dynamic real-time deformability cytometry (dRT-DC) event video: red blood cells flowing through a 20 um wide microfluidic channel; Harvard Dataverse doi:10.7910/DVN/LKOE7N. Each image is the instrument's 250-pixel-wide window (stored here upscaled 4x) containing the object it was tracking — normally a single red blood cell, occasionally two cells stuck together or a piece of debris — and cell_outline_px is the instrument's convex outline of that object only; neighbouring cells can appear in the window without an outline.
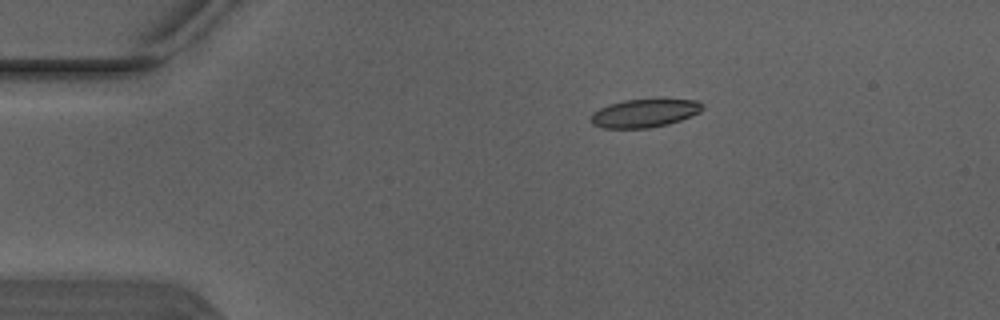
{"species": "Egyptian fruit bat (a non-hibernating species)", "species_latin": "Rousettus aegyptiacus", "temperature_condition": "warm", "stored_images_in_passage": 5, "camera_frame_rate_fps": 3000, "um_per_image_px": 0.085, "animal": {"sex": "male"}, "frame": {"image": 1, "passage_image": 3, "time_ms": 0.667, "image_size_px": [1000, 320], "cell_outline_px": [[704, 108], [700, 112], [680, 120], [668, 124], [648, 128], [604, 128], [592, 124], [592, 112], [608, 104], [624, 100], [664, 96], [696, 100], [704, 104]], "centroid_in_image_um": [54.86, 9.56], "position_along_channel_um": 30.1, "area_um2": 19.19}}
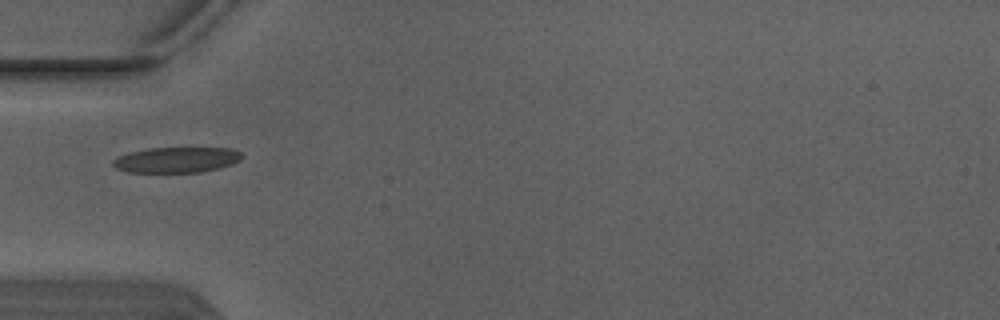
{"frame": {"image": 2, "passage_image": 5, "time_ms": 1.333, "image_size_px": [1000, 320], "cell_outline_px": [[240, 160], [232, 164], [200, 172], [128, 172], [116, 168], [112, 164], [112, 160], [128, 152], [148, 148], [232, 148], [240, 152]], "centroid_in_image_um": [14.97, 13.58], "position_along_channel_um": 70.0, "area_um2": 19.02}}